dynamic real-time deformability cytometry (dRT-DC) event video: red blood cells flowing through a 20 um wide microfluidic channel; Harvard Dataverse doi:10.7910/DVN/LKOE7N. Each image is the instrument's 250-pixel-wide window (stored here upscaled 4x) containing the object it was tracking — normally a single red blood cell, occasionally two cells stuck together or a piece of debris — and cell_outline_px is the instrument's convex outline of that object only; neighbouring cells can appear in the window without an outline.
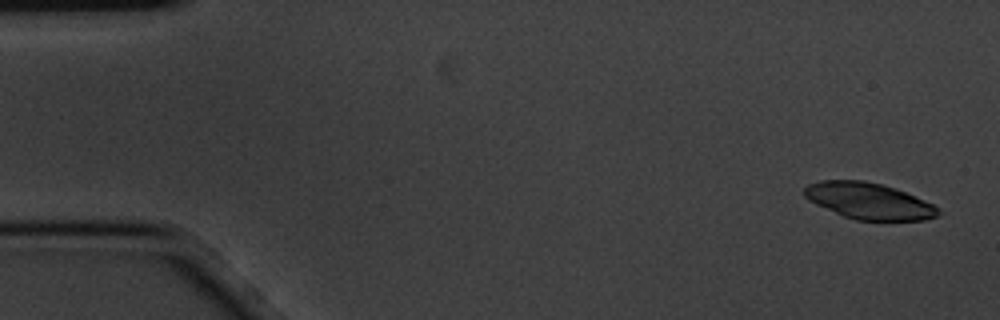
{"species": "common noctule bat (a hibernating species)", "species_latin": "Nyctalus noctula", "temperature_condition": "cold", "stored_images_in_passage": 5, "camera_frame_rate_fps": 3000, "um_per_image_px": 0.085, "animal": {"sex": "male", "body_mass_g": 20.1, "forearm_length_mm": 53.5}, "frame": {"image": 1, "passage_image": 1, "time_ms": 0.0, "image_size_px": [1000, 320], "cell_outline_px": [[940, 212], [936, 216], [924, 220], [856, 220], [844, 216], [816, 204], [808, 200], [804, 196], [804, 188], [808, 184], [820, 180], [864, 180], [896, 188], [932, 204], [940, 208]], "centroid_in_image_um": [73.83, 17.07], "position_along_channel_um": 11.2, "area_um2": 28.15}}